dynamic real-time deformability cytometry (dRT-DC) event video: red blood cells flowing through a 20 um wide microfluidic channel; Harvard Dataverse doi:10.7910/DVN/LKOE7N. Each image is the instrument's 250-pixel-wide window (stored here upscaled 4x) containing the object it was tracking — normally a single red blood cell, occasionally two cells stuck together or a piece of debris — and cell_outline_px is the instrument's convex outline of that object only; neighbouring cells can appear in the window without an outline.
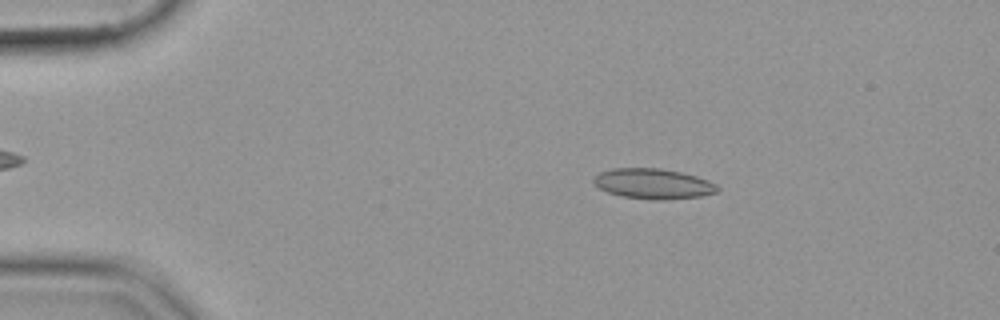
{"species": "common noctule bat (a hibernating species)", "species_latin": "Nyctalus noctula", "temperature_condition": "cold", "stored_images_in_passage": 53, "camera_frame_rate_fps": 3000, "um_per_image_px": 0.085, "animal": {"sex": "female", "body_mass_g": 19.9}, "frame": {"image": 1, "passage_image": 9, "time_ms": 2.667, "image_size_px": [1000, 320], "cell_outline_px": [[720, 192], [700, 196], [664, 200], [652, 200], [624, 196], [608, 192], [600, 188], [592, 180], [592, 176], [600, 172], [612, 168], [660, 168], [680, 172], [696, 176], [708, 180], [716, 184], [720, 188]], "centroid_in_image_um": [55.54, 15.61], "position_along_channel_um": 29.5, "area_um2": 21.91}}
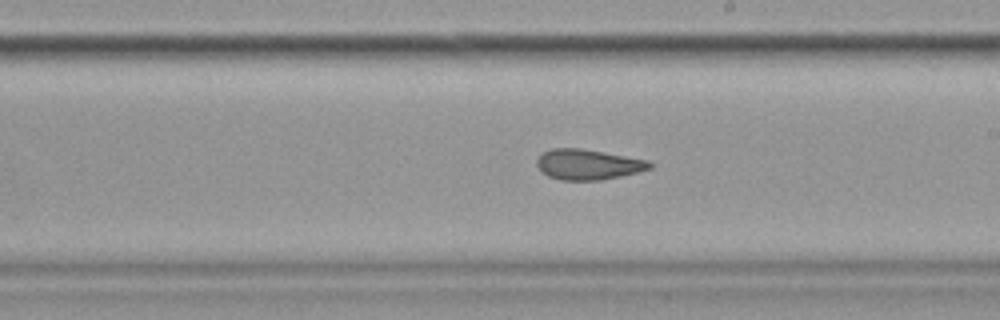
{"frame": {"image": 2, "passage_image": 31, "time_ms": 10.0, "image_size_px": [1000, 320], "cell_outline_px": [[652, 168], [620, 176], [600, 180], [560, 180], [548, 176], [540, 172], [536, 164], [536, 160], [544, 152], [552, 148], [580, 148], [648, 160], [652, 164]], "centroid_in_image_um": [49.94, 13.98], "position_along_channel_um": 239.1, "area_um2": 19.88}}
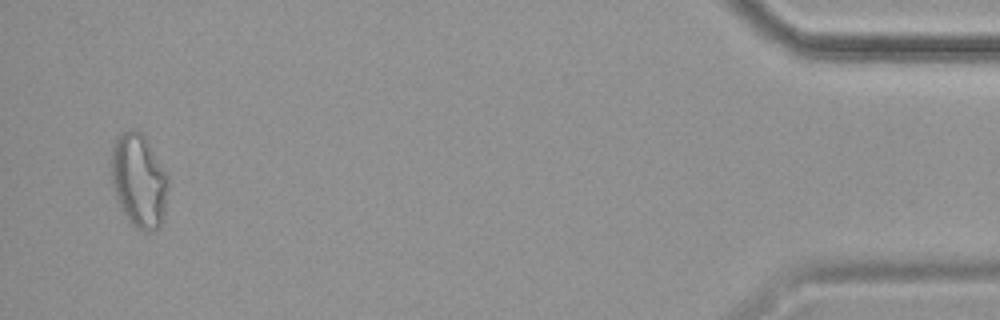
{"frame": {"image": 3, "passage_image": 52, "time_ms": 17.0, "image_size_px": [1000, 320], "cell_outline_px": [[168, 188], [164, 216], [160, 228], [152, 232], [144, 232], [136, 228], [128, 220], [120, 208], [112, 184], [112, 148], [116, 140], [124, 132], [132, 128], [140, 132], [144, 136], [168, 176]], "centroid_in_image_um": [11.82, 15.42], "position_along_channel_um": 423.4, "area_um2": 30.92}}